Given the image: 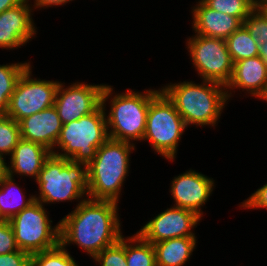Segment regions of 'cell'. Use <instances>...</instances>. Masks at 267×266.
Listing matches in <instances>:
<instances>
[{
  "mask_svg": "<svg viewBox=\"0 0 267 266\" xmlns=\"http://www.w3.org/2000/svg\"><path fill=\"white\" fill-rule=\"evenodd\" d=\"M202 82L201 84L192 81L170 83L161 88L176 107L186 127L190 124L201 127L216 126L226 101L231 97L232 93L225 91L226 86L212 81Z\"/></svg>",
  "mask_w": 267,
  "mask_h": 266,
  "instance_id": "cell-2",
  "label": "cell"
},
{
  "mask_svg": "<svg viewBox=\"0 0 267 266\" xmlns=\"http://www.w3.org/2000/svg\"><path fill=\"white\" fill-rule=\"evenodd\" d=\"M196 237H178L153 243L157 266H183L196 247Z\"/></svg>",
  "mask_w": 267,
  "mask_h": 266,
  "instance_id": "cell-19",
  "label": "cell"
},
{
  "mask_svg": "<svg viewBox=\"0 0 267 266\" xmlns=\"http://www.w3.org/2000/svg\"><path fill=\"white\" fill-rule=\"evenodd\" d=\"M72 0H35V9L36 8H44V7H52V6H58V5H64Z\"/></svg>",
  "mask_w": 267,
  "mask_h": 266,
  "instance_id": "cell-32",
  "label": "cell"
},
{
  "mask_svg": "<svg viewBox=\"0 0 267 266\" xmlns=\"http://www.w3.org/2000/svg\"><path fill=\"white\" fill-rule=\"evenodd\" d=\"M43 206L35 200L8 220L18 249L30 255L60 244V222L52 228V220H49Z\"/></svg>",
  "mask_w": 267,
  "mask_h": 266,
  "instance_id": "cell-8",
  "label": "cell"
},
{
  "mask_svg": "<svg viewBox=\"0 0 267 266\" xmlns=\"http://www.w3.org/2000/svg\"><path fill=\"white\" fill-rule=\"evenodd\" d=\"M31 266H79L66 247H56L31 255Z\"/></svg>",
  "mask_w": 267,
  "mask_h": 266,
  "instance_id": "cell-24",
  "label": "cell"
},
{
  "mask_svg": "<svg viewBox=\"0 0 267 266\" xmlns=\"http://www.w3.org/2000/svg\"><path fill=\"white\" fill-rule=\"evenodd\" d=\"M113 88L105 85L102 105L86 116L63 124L56 146L64 153L53 150L51 154L72 162L89 164L97 149L109 138L107 132L105 102L112 96Z\"/></svg>",
  "mask_w": 267,
  "mask_h": 266,
  "instance_id": "cell-3",
  "label": "cell"
},
{
  "mask_svg": "<svg viewBox=\"0 0 267 266\" xmlns=\"http://www.w3.org/2000/svg\"><path fill=\"white\" fill-rule=\"evenodd\" d=\"M19 126L22 139L41 144L52 152L63 123L52 106L22 119Z\"/></svg>",
  "mask_w": 267,
  "mask_h": 266,
  "instance_id": "cell-15",
  "label": "cell"
},
{
  "mask_svg": "<svg viewBox=\"0 0 267 266\" xmlns=\"http://www.w3.org/2000/svg\"><path fill=\"white\" fill-rule=\"evenodd\" d=\"M93 259L101 266H128L125 257L124 236L115 244L103 249Z\"/></svg>",
  "mask_w": 267,
  "mask_h": 266,
  "instance_id": "cell-27",
  "label": "cell"
},
{
  "mask_svg": "<svg viewBox=\"0 0 267 266\" xmlns=\"http://www.w3.org/2000/svg\"><path fill=\"white\" fill-rule=\"evenodd\" d=\"M209 8L237 17L242 23L255 9L253 0H202Z\"/></svg>",
  "mask_w": 267,
  "mask_h": 266,
  "instance_id": "cell-26",
  "label": "cell"
},
{
  "mask_svg": "<svg viewBox=\"0 0 267 266\" xmlns=\"http://www.w3.org/2000/svg\"><path fill=\"white\" fill-rule=\"evenodd\" d=\"M22 1L23 0H0V13L17 6Z\"/></svg>",
  "mask_w": 267,
  "mask_h": 266,
  "instance_id": "cell-33",
  "label": "cell"
},
{
  "mask_svg": "<svg viewBox=\"0 0 267 266\" xmlns=\"http://www.w3.org/2000/svg\"><path fill=\"white\" fill-rule=\"evenodd\" d=\"M125 257L128 266H157L153 244L138 233L125 239Z\"/></svg>",
  "mask_w": 267,
  "mask_h": 266,
  "instance_id": "cell-21",
  "label": "cell"
},
{
  "mask_svg": "<svg viewBox=\"0 0 267 266\" xmlns=\"http://www.w3.org/2000/svg\"><path fill=\"white\" fill-rule=\"evenodd\" d=\"M20 139L19 123L6 114H0V155L11 156Z\"/></svg>",
  "mask_w": 267,
  "mask_h": 266,
  "instance_id": "cell-25",
  "label": "cell"
},
{
  "mask_svg": "<svg viewBox=\"0 0 267 266\" xmlns=\"http://www.w3.org/2000/svg\"><path fill=\"white\" fill-rule=\"evenodd\" d=\"M105 85L73 83L68 88L59 83L54 107L63 124L78 120L95 112L102 105V92Z\"/></svg>",
  "mask_w": 267,
  "mask_h": 266,
  "instance_id": "cell-11",
  "label": "cell"
},
{
  "mask_svg": "<svg viewBox=\"0 0 267 266\" xmlns=\"http://www.w3.org/2000/svg\"><path fill=\"white\" fill-rule=\"evenodd\" d=\"M200 219L195 212L174 206L148 221L137 233L152 244L171 238L195 236L191 230L197 227Z\"/></svg>",
  "mask_w": 267,
  "mask_h": 266,
  "instance_id": "cell-12",
  "label": "cell"
},
{
  "mask_svg": "<svg viewBox=\"0 0 267 266\" xmlns=\"http://www.w3.org/2000/svg\"><path fill=\"white\" fill-rule=\"evenodd\" d=\"M18 250L14 232L8 220H0V254L12 253Z\"/></svg>",
  "mask_w": 267,
  "mask_h": 266,
  "instance_id": "cell-29",
  "label": "cell"
},
{
  "mask_svg": "<svg viewBox=\"0 0 267 266\" xmlns=\"http://www.w3.org/2000/svg\"><path fill=\"white\" fill-rule=\"evenodd\" d=\"M118 204L110 200L81 199L60 222V244L75 243L94 258L122 237Z\"/></svg>",
  "mask_w": 267,
  "mask_h": 266,
  "instance_id": "cell-1",
  "label": "cell"
},
{
  "mask_svg": "<svg viewBox=\"0 0 267 266\" xmlns=\"http://www.w3.org/2000/svg\"><path fill=\"white\" fill-rule=\"evenodd\" d=\"M214 180L189 170L177 177L171 183V194L175 200V207L191 210L202 217L201 206L209 199L213 191Z\"/></svg>",
  "mask_w": 267,
  "mask_h": 266,
  "instance_id": "cell-13",
  "label": "cell"
},
{
  "mask_svg": "<svg viewBox=\"0 0 267 266\" xmlns=\"http://www.w3.org/2000/svg\"><path fill=\"white\" fill-rule=\"evenodd\" d=\"M0 266H31V255L19 249L12 253L0 254Z\"/></svg>",
  "mask_w": 267,
  "mask_h": 266,
  "instance_id": "cell-30",
  "label": "cell"
},
{
  "mask_svg": "<svg viewBox=\"0 0 267 266\" xmlns=\"http://www.w3.org/2000/svg\"><path fill=\"white\" fill-rule=\"evenodd\" d=\"M254 7L257 10H262L265 6H267V0H253Z\"/></svg>",
  "mask_w": 267,
  "mask_h": 266,
  "instance_id": "cell-36",
  "label": "cell"
},
{
  "mask_svg": "<svg viewBox=\"0 0 267 266\" xmlns=\"http://www.w3.org/2000/svg\"><path fill=\"white\" fill-rule=\"evenodd\" d=\"M243 25L250 35L257 41L258 45L267 40V17L257 9H254L243 21Z\"/></svg>",
  "mask_w": 267,
  "mask_h": 266,
  "instance_id": "cell-28",
  "label": "cell"
},
{
  "mask_svg": "<svg viewBox=\"0 0 267 266\" xmlns=\"http://www.w3.org/2000/svg\"><path fill=\"white\" fill-rule=\"evenodd\" d=\"M14 180V177L7 175L0 181V220H9L35 201L33 195L26 200Z\"/></svg>",
  "mask_w": 267,
  "mask_h": 266,
  "instance_id": "cell-20",
  "label": "cell"
},
{
  "mask_svg": "<svg viewBox=\"0 0 267 266\" xmlns=\"http://www.w3.org/2000/svg\"><path fill=\"white\" fill-rule=\"evenodd\" d=\"M267 84V66L259 56L243 59L234 63L233 74L226 91L235 88L246 90L258 97Z\"/></svg>",
  "mask_w": 267,
  "mask_h": 266,
  "instance_id": "cell-17",
  "label": "cell"
},
{
  "mask_svg": "<svg viewBox=\"0 0 267 266\" xmlns=\"http://www.w3.org/2000/svg\"><path fill=\"white\" fill-rule=\"evenodd\" d=\"M133 143L108 138L88 164L87 196L93 200H110L118 203L129 169V155Z\"/></svg>",
  "mask_w": 267,
  "mask_h": 266,
  "instance_id": "cell-4",
  "label": "cell"
},
{
  "mask_svg": "<svg viewBox=\"0 0 267 266\" xmlns=\"http://www.w3.org/2000/svg\"><path fill=\"white\" fill-rule=\"evenodd\" d=\"M194 36L188 38L187 48L195 70L199 72L198 75L202 80L227 86L233 74L234 63L226 40L199 34Z\"/></svg>",
  "mask_w": 267,
  "mask_h": 266,
  "instance_id": "cell-9",
  "label": "cell"
},
{
  "mask_svg": "<svg viewBox=\"0 0 267 266\" xmlns=\"http://www.w3.org/2000/svg\"><path fill=\"white\" fill-rule=\"evenodd\" d=\"M257 98L267 101V84L265 88L263 89L262 93Z\"/></svg>",
  "mask_w": 267,
  "mask_h": 266,
  "instance_id": "cell-37",
  "label": "cell"
},
{
  "mask_svg": "<svg viewBox=\"0 0 267 266\" xmlns=\"http://www.w3.org/2000/svg\"><path fill=\"white\" fill-rule=\"evenodd\" d=\"M226 43L233 63L258 56L259 45L243 24L226 39Z\"/></svg>",
  "mask_w": 267,
  "mask_h": 266,
  "instance_id": "cell-22",
  "label": "cell"
},
{
  "mask_svg": "<svg viewBox=\"0 0 267 266\" xmlns=\"http://www.w3.org/2000/svg\"><path fill=\"white\" fill-rule=\"evenodd\" d=\"M258 56L262 59V61L267 66V40H264L263 44L259 45Z\"/></svg>",
  "mask_w": 267,
  "mask_h": 266,
  "instance_id": "cell-34",
  "label": "cell"
},
{
  "mask_svg": "<svg viewBox=\"0 0 267 266\" xmlns=\"http://www.w3.org/2000/svg\"><path fill=\"white\" fill-rule=\"evenodd\" d=\"M36 182L40 195H34V199L42 204L77 200L87 195L88 164L51 154L44 161Z\"/></svg>",
  "mask_w": 267,
  "mask_h": 266,
  "instance_id": "cell-5",
  "label": "cell"
},
{
  "mask_svg": "<svg viewBox=\"0 0 267 266\" xmlns=\"http://www.w3.org/2000/svg\"><path fill=\"white\" fill-rule=\"evenodd\" d=\"M50 155L51 151L43 145L21 138L9 158L11 167L8 165V175H29L36 180L44 161Z\"/></svg>",
  "mask_w": 267,
  "mask_h": 266,
  "instance_id": "cell-18",
  "label": "cell"
},
{
  "mask_svg": "<svg viewBox=\"0 0 267 266\" xmlns=\"http://www.w3.org/2000/svg\"><path fill=\"white\" fill-rule=\"evenodd\" d=\"M243 208H266L267 209V184L257 189L247 200L242 202Z\"/></svg>",
  "mask_w": 267,
  "mask_h": 266,
  "instance_id": "cell-31",
  "label": "cell"
},
{
  "mask_svg": "<svg viewBox=\"0 0 267 266\" xmlns=\"http://www.w3.org/2000/svg\"><path fill=\"white\" fill-rule=\"evenodd\" d=\"M30 62L0 65V114H5L18 79Z\"/></svg>",
  "mask_w": 267,
  "mask_h": 266,
  "instance_id": "cell-23",
  "label": "cell"
},
{
  "mask_svg": "<svg viewBox=\"0 0 267 266\" xmlns=\"http://www.w3.org/2000/svg\"><path fill=\"white\" fill-rule=\"evenodd\" d=\"M160 91L152 89L139 93L128 90L115 94L110 101L109 115L106 114L108 137L129 143L143 140L150 101Z\"/></svg>",
  "mask_w": 267,
  "mask_h": 266,
  "instance_id": "cell-6",
  "label": "cell"
},
{
  "mask_svg": "<svg viewBox=\"0 0 267 266\" xmlns=\"http://www.w3.org/2000/svg\"><path fill=\"white\" fill-rule=\"evenodd\" d=\"M28 0L0 13V48L23 46L36 34Z\"/></svg>",
  "mask_w": 267,
  "mask_h": 266,
  "instance_id": "cell-14",
  "label": "cell"
},
{
  "mask_svg": "<svg viewBox=\"0 0 267 266\" xmlns=\"http://www.w3.org/2000/svg\"><path fill=\"white\" fill-rule=\"evenodd\" d=\"M8 175V166L4 160V156L0 155V181Z\"/></svg>",
  "mask_w": 267,
  "mask_h": 266,
  "instance_id": "cell-35",
  "label": "cell"
},
{
  "mask_svg": "<svg viewBox=\"0 0 267 266\" xmlns=\"http://www.w3.org/2000/svg\"><path fill=\"white\" fill-rule=\"evenodd\" d=\"M193 7V29L196 34L226 40L243 23L232 15L209 8L202 0Z\"/></svg>",
  "mask_w": 267,
  "mask_h": 266,
  "instance_id": "cell-16",
  "label": "cell"
},
{
  "mask_svg": "<svg viewBox=\"0 0 267 266\" xmlns=\"http://www.w3.org/2000/svg\"><path fill=\"white\" fill-rule=\"evenodd\" d=\"M186 128L174 104L160 91L150 101L143 140L150 141L154 151L173 161Z\"/></svg>",
  "mask_w": 267,
  "mask_h": 266,
  "instance_id": "cell-7",
  "label": "cell"
},
{
  "mask_svg": "<svg viewBox=\"0 0 267 266\" xmlns=\"http://www.w3.org/2000/svg\"><path fill=\"white\" fill-rule=\"evenodd\" d=\"M29 65L17 81L6 115L16 122L54 106L59 81L32 79Z\"/></svg>",
  "mask_w": 267,
  "mask_h": 266,
  "instance_id": "cell-10",
  "label": "cell"
},
{
  "mask_svg": "<svg viewBox=\"0 0 267 266\" xmlns=\"http://www.w3.org/2000/svg\"><path fill=\"white\" fill-rule=\"evenodd\" d=\"M267 17V6H265L262 10H261Z\"/></svg>",
  "mask_w": 267,
  "mask_h": 266,
  "instance_id": "cell-38",
  "label": "cell"
}]
</instances>
